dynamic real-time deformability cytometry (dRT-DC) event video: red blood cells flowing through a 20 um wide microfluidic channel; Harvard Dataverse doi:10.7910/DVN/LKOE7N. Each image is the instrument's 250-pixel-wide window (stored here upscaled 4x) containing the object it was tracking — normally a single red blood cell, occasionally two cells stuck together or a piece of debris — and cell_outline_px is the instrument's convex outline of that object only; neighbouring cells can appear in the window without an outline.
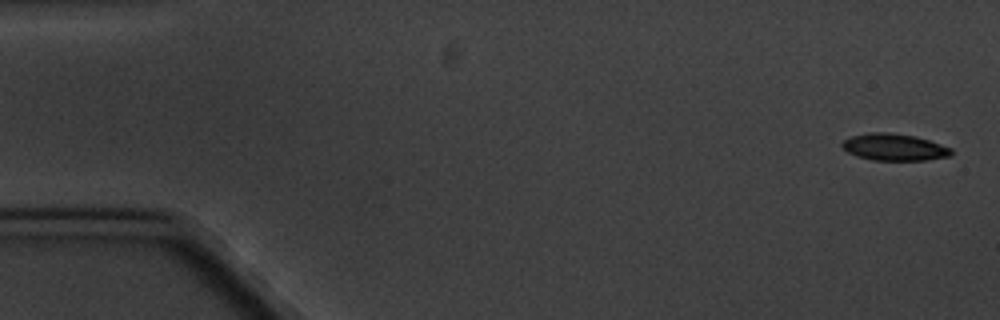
{"species": "common noctule bat (a hibernating species)", "species_latin": "Nyctalus noctula", "temperature_condition": "cold", "stored_images_in_passage": 5, "camera_frame_rate_fps": 3000, "um_per_image_px": 0.085, "animal": {"sex": "male", "body_mass_g": 20.1, "forearm_length_mm": 53.5}, "frame": {"image": 1, "passage_image": 1, "time_ms": 0.0, "image_size_px": [1000, 320], "cell_outline_px": [[952, 156], [924, 160], [872, 160], [856, 156], [848, 152], [840, 144], [844, 140], [852, 136], [868, 132], [888, 132], [916, 136], [952, 148]], "centroid_in_image_um": [76.01, 12.5], "position_along_channel_um": 9.0, "area_um2": 17.11}}